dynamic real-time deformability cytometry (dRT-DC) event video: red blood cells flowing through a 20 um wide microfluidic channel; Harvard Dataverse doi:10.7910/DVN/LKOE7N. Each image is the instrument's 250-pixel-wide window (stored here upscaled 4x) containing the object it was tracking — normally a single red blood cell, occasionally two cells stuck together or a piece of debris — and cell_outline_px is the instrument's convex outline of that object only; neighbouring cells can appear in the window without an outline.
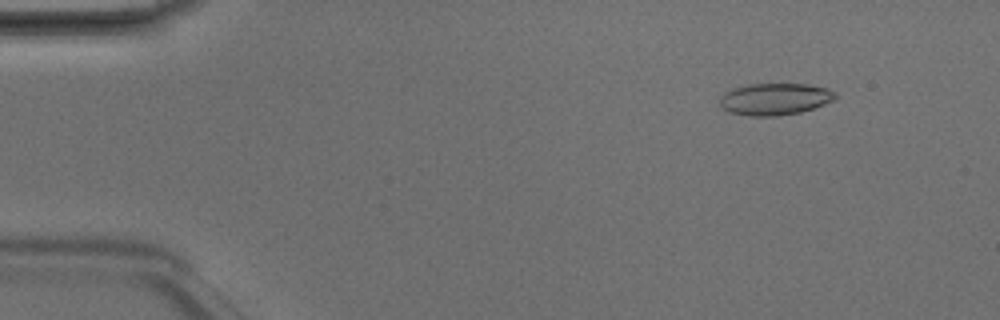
{"species": "Egyptian fruit bat (a non-hibernating species)", "species_latin": "Rousettus aegyptiacus", "temperature_condition": "room temperature", "stored_images_in_passage": 3, "camera_frame_rate_fps": 3000, "um_per_image_px": 0.085, "animal": {"sex": "male"}, "frame": {"image": 1, "passage_image": 1, "time_ms": 0.0, "image_size_px": [1000, 320], "cell_outline_px": [[836, 96], [832, 100], [824, 104], [800, 112], [776, 116], [752, 116], [728, 112], [720, 108], [720, 96], [724, 92], [732, 88], [748, 84], [808, 84], [828, 88], [836, 92]], "centroid_in_image_um": [65.82, 8.41], "position_along_channel_um": 19.2, "area_um2": 21.56}}